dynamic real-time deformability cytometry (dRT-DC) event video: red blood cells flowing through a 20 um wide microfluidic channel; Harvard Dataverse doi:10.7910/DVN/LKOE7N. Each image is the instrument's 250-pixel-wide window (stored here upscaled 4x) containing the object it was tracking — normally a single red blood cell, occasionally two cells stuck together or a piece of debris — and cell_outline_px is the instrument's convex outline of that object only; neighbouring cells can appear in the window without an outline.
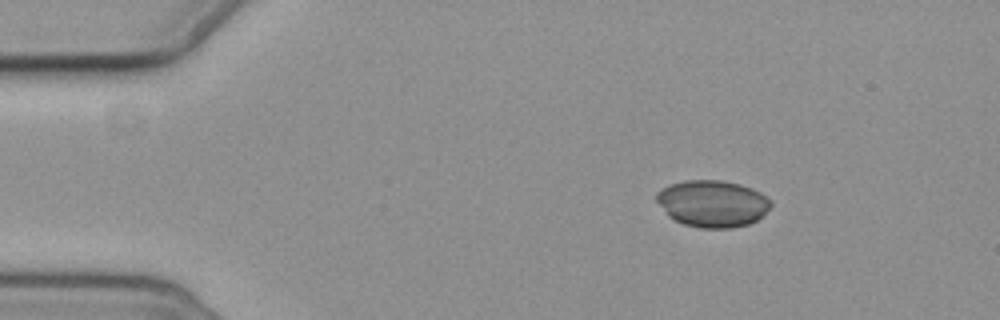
{"species": "common noctule bat (a hibernating species)", "species_latin": "Nyctalus noctula", "temperature_condition": "cold", "stored_images_in_passage": 4, "camera_frame_rate_fps": 3000, "um_per_image_px": 0.085, "animal": {"sex": "female", "body_mass_g": 19.3, "forearm_length_mm": 54.1}, "frame": {"image": 1, "passage_image": 1, "time_ms": 0.0, "image_size_px": [1000, 320], "cell_outline_px": [[772, 204], [756, 220], [748, 224], [732, 228], [700, 228], [684, 224], [668, 216], [656, 200], [656, 192], [672, 184], [684, 180], [720, 180], [740, 184], [752, 188], [760, 192], [772, 200]], "centroid_in_image_um": [60.56, 17.3], "position_along_channel_um": 24.4, "area_um2": 31.04}}